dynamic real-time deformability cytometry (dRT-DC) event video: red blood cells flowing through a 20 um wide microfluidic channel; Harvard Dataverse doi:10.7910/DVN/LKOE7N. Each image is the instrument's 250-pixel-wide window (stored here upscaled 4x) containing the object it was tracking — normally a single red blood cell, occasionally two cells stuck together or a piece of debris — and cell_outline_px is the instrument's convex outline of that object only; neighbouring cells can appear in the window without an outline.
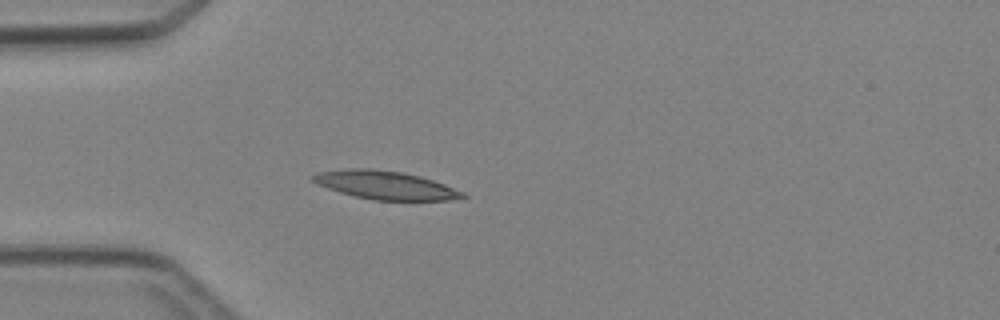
{"species": "Egyptian fruit bat (a non-hibernating species)", "species_latin": "Rousettus aegyptiacus", "temperature_condition": "cold", "stored_images_in_passage": 3, "camera_frame_rate_fps": 3000, "um_per_image_px": 0.085, "animal": {"sex": "female"}, "frame": {"image": 1, "passage_image": 3, "time_ms": 2.333, "image_size_px": [1000, 320], "cell_outline_px": [[468, 196], [448, 200], [376, 200], [356, 196], [340, 192], [328, 188], [312, 180], [312, 176], [320, 172], [348, 168], [372, 168], [400, 172], [420, 176], [444, 184], [464, 192]], "centroid_in_image_um": [32.78, 15.73], "position_along_channel_um": 52.2, "area_um2": 24.33}}